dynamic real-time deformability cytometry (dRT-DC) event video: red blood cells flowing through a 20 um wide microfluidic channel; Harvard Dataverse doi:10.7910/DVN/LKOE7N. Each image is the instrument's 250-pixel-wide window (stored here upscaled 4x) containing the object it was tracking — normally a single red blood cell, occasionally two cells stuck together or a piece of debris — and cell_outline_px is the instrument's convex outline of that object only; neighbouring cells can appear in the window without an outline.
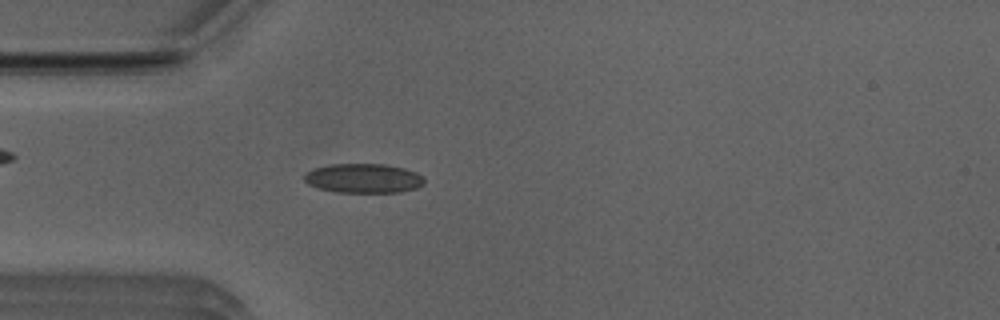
{"species": "Egyptian fruit bat (a non-hibernating species)", "species_latin": "Rousettus aegyptiacus", "temperature_condition": "room temperature", "stored_images_in_passage": 51, "camera_frame_rate_fps": 3000, "um_per_image_px": 0.085, "animal": {"sex": "male"}, "frame": {"image": 1, "passage_image": 14, "time_ms": 4.333, "image_size_px": [1000, 320], "cell_outline_px": [[424, 184], [416, 188], [400, 192], [336, 192], [320, 188], [308, 184], [304, 180], [304, 176], [308, 172], [316, 168], [332, 164], [384, 164], [404, 168], [416, 172], [424, 176]], "centroid_in_image_um": [30.94, 15.15], "position_along_channel_um": 54.1, "area_um2": 20.4}}
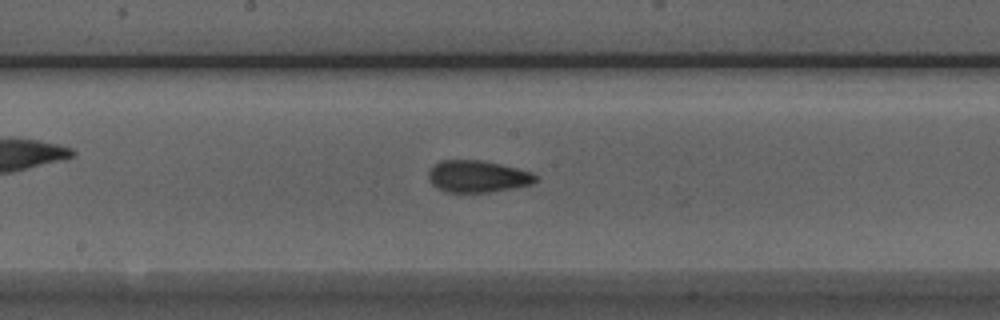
{"frame": {"image": 2, "passage_image": 26, "time_ms": 8.333, "image_size_px": [1000, 320], "cell_outline_px": [[540, 180], [532, 184], [492, 192], [444, 192], [436, 188], [428, 180], [428, 172], [440, 160], [480, 160], [500, 164], [532, 172], [540, 176]], "centroid_in_image_um": [40.62, 15.0], "position_along_channel_um": 207.6, "area_um2": 20.11}}
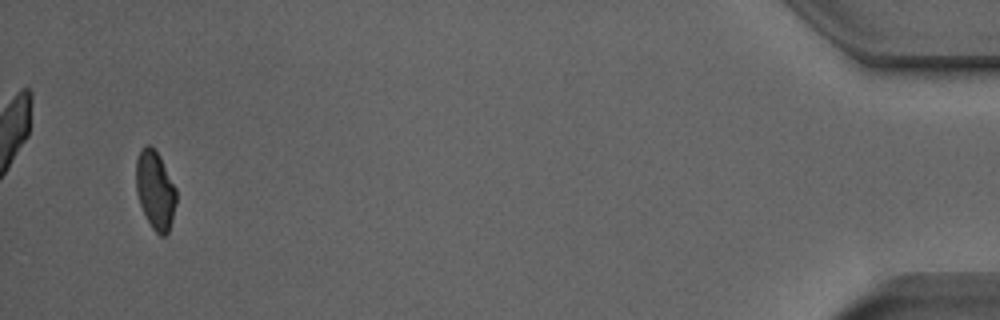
{"frame": {"image": 3, "passage_image": 49, "time_ms": 16.0, "image_size_px": [1000, 320], "cell_outline_px": [[176, 204], [172, 220], [168, 232], [164, 236], [160, 236], [152, 228], [140, 204], [136, 188], [136, 160], [144, 144], [152, 144], [160, 156], [176, 188]], "centroid_in_image_um": [13.2, 16.12], "position_along_channel_um": 422.0, "area_um2": 18.38}, "authors_computed_cell_mechanics": {"area_um2": 19.4786, "velocity_mm_per_s": 3.9516, "shape_relaxation_time_tau1_ms": null, "shape_relaxation_time_tau2_ms": 1.9034, "deformation_change_tau1": null, "deformation_change_tau2": 0.0824}}